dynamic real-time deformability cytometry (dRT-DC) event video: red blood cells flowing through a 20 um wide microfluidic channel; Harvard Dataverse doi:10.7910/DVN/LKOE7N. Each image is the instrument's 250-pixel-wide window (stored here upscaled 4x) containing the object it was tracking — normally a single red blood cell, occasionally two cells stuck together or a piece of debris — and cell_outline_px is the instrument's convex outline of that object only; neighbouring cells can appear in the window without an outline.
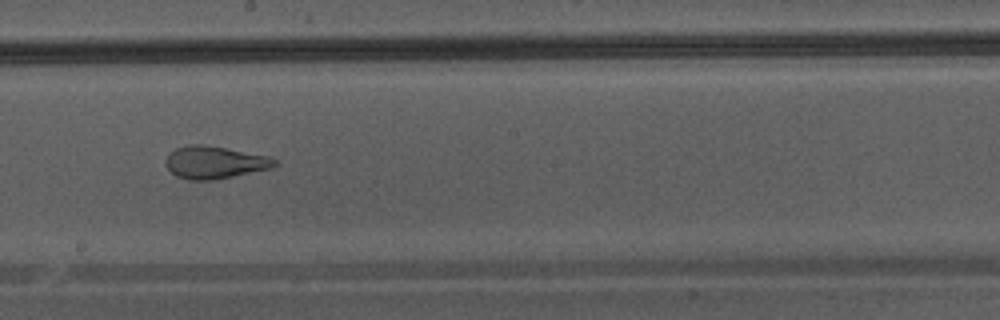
{"species": "Egyptian fruit bat (a non-hibernating species)", "species_latin": "Rousettus aegyptiacus", "temperature_condition": "warm", "stored_images_in_passage": 7, "camera_frame_rate_fps": 3000, "um_per_image_px": 0.085, "animal": {"sex": "male"}, "frame": {"image": 1, "passage_image": 7, "time_ms": 8.0, "image_size_px": [1000, 320], "cell_outline_px": [[276, 164], [272, 168], [212, 180], [188, 180], [176, 176], [164, 164], [164, 160], [176, 148], [188, 144], [204, 144], [268, 156], [276, 160]], "centroid_in_image_um": [18.21, 13.8], "position_along_channel_um": 230.0, "area_um2": 20.46}}